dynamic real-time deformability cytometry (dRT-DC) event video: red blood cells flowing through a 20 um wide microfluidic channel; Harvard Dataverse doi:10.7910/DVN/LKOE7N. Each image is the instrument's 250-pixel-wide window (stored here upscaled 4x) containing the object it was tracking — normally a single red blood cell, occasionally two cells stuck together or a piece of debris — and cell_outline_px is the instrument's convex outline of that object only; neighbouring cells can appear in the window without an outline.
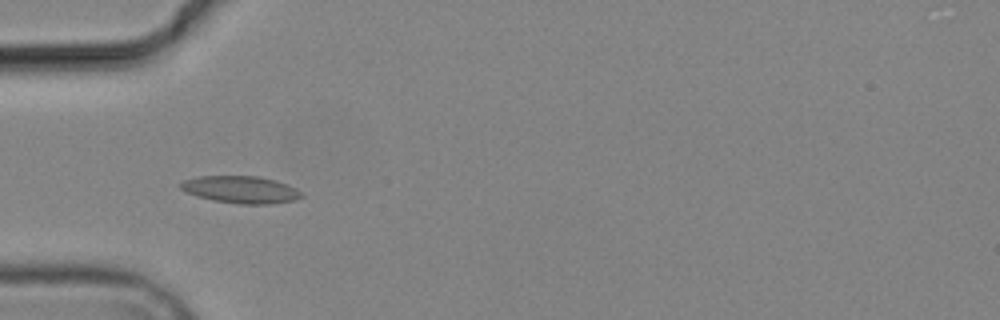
{"species": "common noctule bat (a hibernating species)", "species_latin": "Nyctalus noctula", "temperature_condition": "cold", "stored_images_in_passage": 13, "camera_frame_rate_fps": 3000, "um_per_image_px": 0.085, "animal": {"sex": "male", "body_mass_g": 19.2, "forearm_length_mm": 51.8}, "frame": {"image": 1, "passage_image": 3, "time_ms": 2.333, "image_size_px": [1000, 320], "cell_outline_px": [[304, 196], [292, 200], [272, 204], [240, 204], [212, 200], [196, 196], [180, 188], [180, 184], [184, 180], [196, 176], [260, 176], [276, 180], [300, 192]], "centroid_in_image_um": [20.42, 16.11], "position_along_channel_um": 64.6, "area_um2": 18.96}}
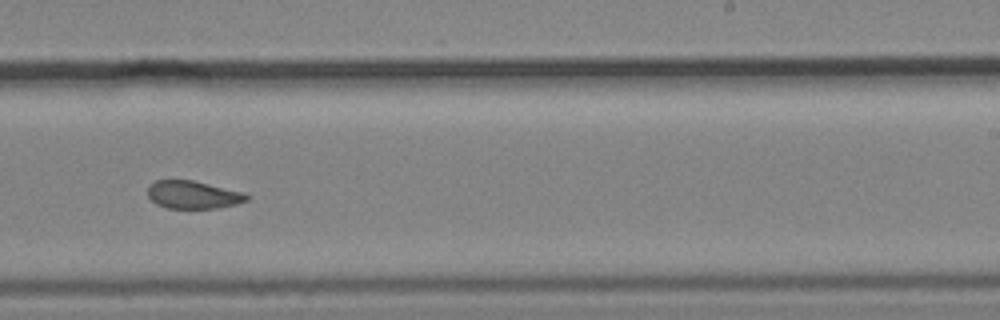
{"frame": {"image": 2, "passage_image": 8, "time_ms": 8.0, "image_size_px": [1000, 320], "cell_outline_px": [[248, 200], [236, 204], [216, 208], [168, 208], [156, 204], [148, 196], [148, 184], [156, 180], [192, 180], [244, 192], [248, 196]], "centroid_in_image_um": [16.39, 16.55], "position_along_channel_um": 272.6, "area_um2": 16.01}}
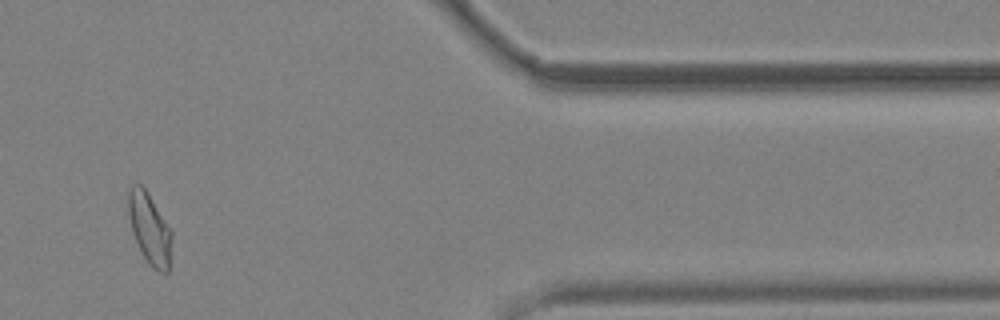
{"frame": {"image": 3, "passage_image": 11, "time_ms": 12.333, "image_size_px": [1000, 320], "cell_outline_px": [[172, 236], [168, 272], [160, 272], [152, 268], [148, 264], [132, 232], [128, 216], [128, 192], [132, 184], [140, 184], [144, 188], [172, 232]], "centroid_in_image_um": [12.7, 19.45], "position_along_channel_um": 398.7, "area_um2": 17.57}, "authors_computed_cell_mechanics": {"area_um2": 17.34, "velocity_mm_per_s": 3.7104, "shape_relaxation_time_tau1_ms": 2.2705, "shape_relaxation_time_tau2_ms": 2.0395, "deformation_change_tau1": 0.0856, "deformation_change_tau2": 0.049}}